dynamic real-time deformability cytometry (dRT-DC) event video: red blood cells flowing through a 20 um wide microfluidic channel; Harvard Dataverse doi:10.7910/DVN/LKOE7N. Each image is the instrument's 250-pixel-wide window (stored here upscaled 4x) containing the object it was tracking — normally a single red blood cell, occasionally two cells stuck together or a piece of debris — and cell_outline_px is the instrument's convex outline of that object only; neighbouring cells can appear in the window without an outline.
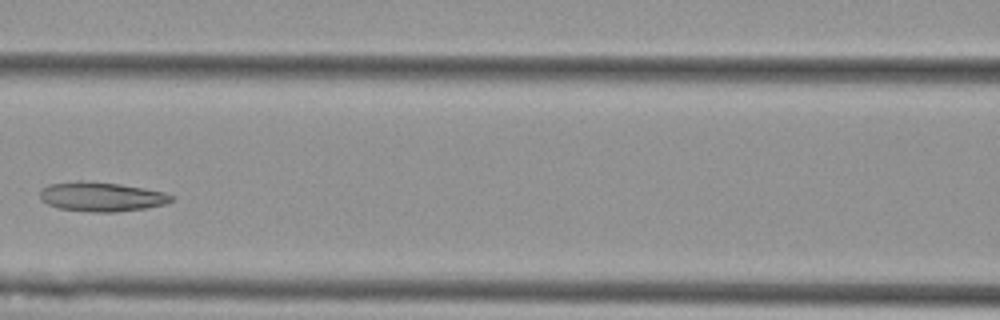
{"species": "Egyptian fruit bat (a non-hibernating species)", "species_latin": "Rousettus aegyptiacus", "temperature_condition": "cold", "stored_images_in_passage": 8, "camera_frame_rate_fps": 3000, "um_per_image_px": 0.085, "animal": {"sex": "female"}, "frame": {"image": 1, "passage_image": 5, "time_ms": 1.333, "image_size_px": [1000, 320], "cell_outline_px": [[172, 200], [164, 204], [144, 208], [116, 212], [92, 212], [56, 208], [40, 200], [40, 188], [48, 184], [80, 180], [120, 184], [144, 188], [164, 192], [172, 196]], "centroid_in_image_um": [8.55, 16.71], "position_along_channel_um": 158.0, "area_um2": 22.54}}
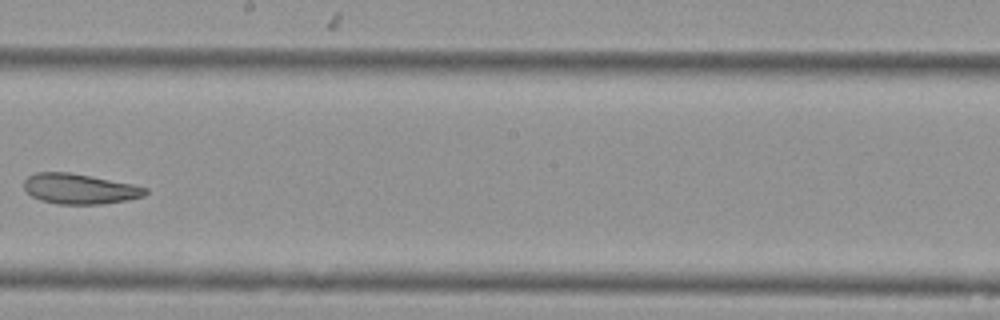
{"frame": {"image": 2, "passage_image": 7, "time_ms": 2.0, "image_size_px": [1000, 320], "cell_outline_px": [[148, 192], [144, 196], [124, 200], [100, 204], [56, 204], [40, 200], [32, 196], [24, 188], [24, 180], [28, 176], [36, 172], [72, 172], [132, 184], [148, 188]], "centroid_in_image_um": [6.75, 16.04], "position_along_channel_um": 241.5, "area_um2": 21.39}}
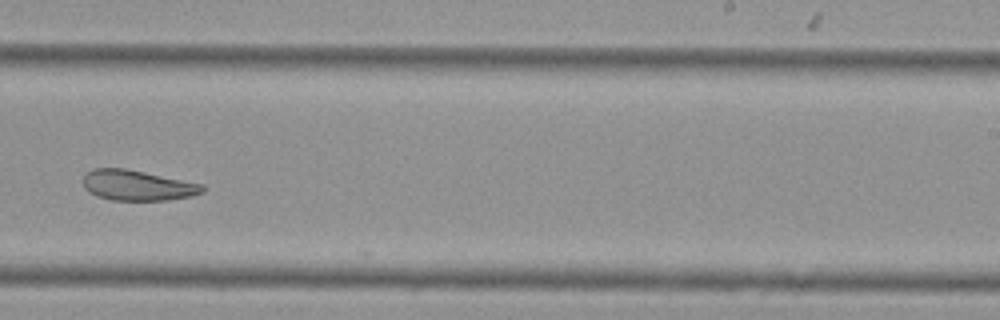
{"frame": {"image": 3, "passage_image": 8, "time_ms": 2.333, "image_size_px": [1000, 320], "cell_outline_px": [[204, 192], [192, 196], [168, 200], [112, 200], [96, 196], [88, 192], [84, 188], [84, 176], [92, 168], [124, 168], [204, 184]], "centroid_in_image_um": [11.68, 15.76], "position_along_channel_um": 277.3, "area_um2": 21.15}}